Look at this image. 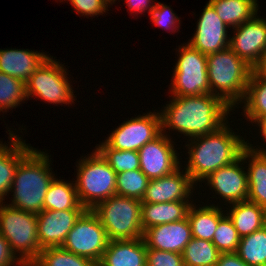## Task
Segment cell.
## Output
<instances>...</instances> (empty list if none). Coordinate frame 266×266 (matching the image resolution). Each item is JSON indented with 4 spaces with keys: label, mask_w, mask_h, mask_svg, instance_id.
I'll return each instance as SVG.
<instances>
[{
    "label": "cell",
    "mask_w": 266,
    "mask_h": 266,
    "mask_svg": "<svg viewBox=\"0 0 266 266\" xmlns=\"http://www.w3.org/2000/svg\"><path fill=\"white\" fill-rule=\"evenodd\" d=\"M170 102L159 112L161 133L177 131L188 138L218 131L234 111L222 98L209 94L169 96ZM227 116V117H226Z\"/></svg>",
    "instance_id": "obj_1"
},
{
    "label": "cell",
    "mask_w": 266,
    "mask_h": 266,
    "mask_svg": "<svg viewBox=\"0 0 266 266\" xmlns=\"http://www.w3.org/2000/svg\"><path fill=\"white\" fill-rule=\"evenodd\" d=\"M227 124L216 132L188 139L190 143L185 146L189 159L184 170L196 185L212 172L236 161L247 145L248 140L245 142Z\"/></svg>",
    "instance_id": "obj_2"
},
{
    "label": "cell",
    "mask_w": 266,
    "mask_h": 266,
    "mask_svg": "<svg viewBox=\"0 0 266 266\" xmlns=\"http://www.w3.org/2000/svg\"><path fill=\"white\" fill-rule=\"evenodd\" d=\"M50 163L48 153L34 148L18 164L9 191L13 199L8 205L34 214L42 212L47 189L55 178Z\"/></svg>",
    "instance_id": "obj_3"
},
{
    "label": "cell",
    "mask_w": 266,
    "mask_h": 266,
    "mask_svg": "<svg viewBox=\"0 0 266 266\" xmlns=\"http://www.w3.org/2000/svg\"><path fill=\"white\" fill-rule=\"evenodd\" d=\"M254 69L229 47L207 55L210 93L222 98L233 109L244 100ZM235 106V107H234Z\"/></svg>",
    "instance_id": "obj_4"
},
{
    "label": "cell",
    "mask_w": 266,
    "mask_h": 266,
    "mask_svg": "<svg viewBox=\"0 0 266 266\" xmlns=\"http://www.w3.org/2000/svg\"><path fill=\"white\" fill-rule=\"evenodd\" d=\"M4 203L0 202V234L8 241L16 257L19 256L25 266H30L41 251L37 214Z\"/></svg>",
    "instance_id": "obj_5"
},
{
    "label": "cell",
    "mask_w": 266,
    "mask_h": 266,
    "mask_svg": "<svg viewBox=\"0 0 266 266\" xmlns=\"http://www.w3.org/2000/svg\"><path fill=\"white\" fill-rule=\"evenodd\" d=\"M77 161L75 188L81 205L93 209L99 202L116 194L117 174L96 150Z\"/></svg>",
    "instance_id": "obj_6"
},
{
    "label": "cell",
    "mask_w": 266,
    "mask_h": 266,
    "mask_svg": "<svg viewBox=\"0 0 266 266\" xmlns=\"http://www.w3.org/2000/svg\"><path fill=\"white\" fill-rule=\"evenodd\" d=\"M141 203L138 199L115 194L92 209L109 241L143 238Z\"/></svg>",
    "instance_id": "obj_7"
},
{
    "label": "cell",
    "mask_w": 266,
    "mask_h": 266,
    "mask_svg": "<svg viewBox=\"0 0 266 266\" xmlns=\"http://www.w3.org/2000/svg\"><path fill=\"white\" fill-rule=\"evenodd\" d=\"M178 49V61L175 64L171 96H198L210 93L207 74V55L193 48L189 43Z\"/></svg>",
    "instance_id": "obj_8"
},
{
    "label": "cell",
    "mask_w": 266,
    "mask_h": 266,
    "mask_svg": "<svg viewBox=\"0 0 266 266\" xmlns=\"http://www.w3.org/2000/svg\"><path fill=\"white\" fill-rule=\"evenodd\" d=\"M66 71L64 64L54 60L50 55L25 83L27 100L34 96L56 106L74 104L76 96Z\"/></svg>",
    "instance_id": "obj_9"
},
{
    "label": "cell",
    "mask_w": 266,
    "mask_h": 266,
    "mask_svg": "<svg viewBox=\"0 0 266 266\" xmlns=\"http://www.w3.org/2000/svg\"><path fill=\"white\" fill-rule=\"evenodd\" d=\"M108 236L98 216L86 209L69 231L62 247L75 255L100 263L108 246Z\"/></svg>",
    "instance_id": "obj_10"
},
{
    "label": "cell",
    "mask_w": 266,
    "mask_h": 266,
    "mask_svg": "<svg viewBox=\"0 0 266 266\" xmlns=\"http://www.w3.org/2000/svg\"><path fill=\"white\" fill-rule=\"evenodd\" d=\"M161 134L159 112H149L124 121L104 141L115 150L138 151Z\"/></svg>",
    "instance_id": "obj_11"
},
{
    "label": "cell",
    "mask_w": 266,
    "mask_h": 266,
    "mask_svg": "<svg viewBox=\"0 0 266 266\" xmlns=\"http://www.w3.org/2000/svg\"><path fill=\"white\" fill-rule=\"evenodd\" d=\"M233 28L229 48L250 67L255 69L266 51V18L256 17Z\"/></svg>",
    "instance_id": "obj_12"
},
{
    "label": "cell",
    "mask_w": 266,
    "mask_h": 266,
    "mask_svg": "<svg viewBox=\"0 0 266 266\" xmlns=\"http://www.w3.org/2000/svg\"><path fill=\"white\" fill-rule=\"evenodd\" d=\"M173 145L170 135L161 133L138 150L140 170L149 180L166 176L181 166L179 153Z\"/></svg>",
    "instance_id": "obj_13"
},
{
    "label": "cell",
    "mask_w": 266,
    "mask_h": 266,
    "mask_svg": "<svg viewBox=\"0 0 266 266\" xmlns=\"http://www.w3.org/2000/svg\"><path fill=\"white\" fill-rule=\"evenodd\" d=\"M242 163V164H241ZM244 160L240 156L233 163L212 172L205 180L216 195H220L230 205L248 199V178L244 170Z\"/></svg>",
    "instance_id": "obj_14"
},
{
    "label": "cell",
    "mask_w": 266,
    "mask_h": 266,
    "mask_svg": "<svg viewBox=\"0 0 266 266\" xmlns=\"http://www.w3.org/2000/svg\"><path fill=\"white\" fill-rule=\"evenodd\" d=\"M197 23V28L189 43L202 54L208 55L229 47L230 37L227 26L216 14L213 6L208 2Z\"/></svg>",
    "instance_id": "obj_15"
},
{
    "label": "cell",
    "mask_w": 266,
    "mask_h": 266,
    "mask_svg": "<svg viewBox=\"0 0 266 266\" xmlns=\"http://www.w3.org/2000/svg\"><path fill=\"white\" fill-rule=\"evenodd\" d=\"M181 167L174 172L149 180L142 203H165L174 201H189L192 190H195V183L190 175Z\"/></svg>",
    "instance_id": "obj_16"
},
{
    "label": "cell",
    "mask_w": 266,
    "mask_h": 266,
    "mask_svg": "<svg viewBox=\"0 0 266 266\" xmlns=\"http://www.w3.org/2000/svg\"><path fill=\"white\" fill-rule=\"evenodd\" d=\"M84 211L85 210H43L38 213L37 228L40 249L62 246L69 231Z\"/></svg>",
    "instance_id": "obj_17"
},
{
    "label": "cell",
    "mask_w": 266,
    "mask_h": 266,
    "mask_svg": "<svg viewBox=\"0 0 266 266\" xmlns=\"http://www.w3.org/2000/svg\"><path fill=\"white\" fill-rule=\"evenodd\" d=\"M188 218L148 228L143 233L147 249H157L182 254L192 239Z\"/></svg>",
    "instance_id": "obj_18"
},
{
    "label": "cell",
    "mask_w": 266,
    "mask_h": 266,
    "mask_svg": "<svg viewBox=\"0 0 266 266\" xmlns=\"http://www.w3.org/2000/svg\"><path fill=\"white\" fill-rule=\"evenodd\" d=\"M252 145L248 142L241 152L244 163H249L246 166L248 167L247 200L266 209V149L255 148Z\"/></svg>",
    "instance_id": "obj_19"
},
{
    "label": "cell",
    "mask_w": 266,
    "mask_h": 266,
    "mask_svg": "<svg viewBox=\"0 0 266 266\" xmlns=\"http://www.w3.org/2000/svg\"><path fill=\"white\" fill-rule=\"evenodd\" d=\"M9 144L0 141V202L5 200L15 176L18 164L34 149L10 129Z\"/></svg>",
    "instance_id": "obj_20"
},
{
    "label": "cell",
    "mask_w": 266,
    "mask_h": 266,
    "mask_svg": "<svg viewBox=\"0 0 266 266\" xmlns=\"http://www.w3.org/2000/svg\"><path fill=\"white\" fill-rule=\"evenodd\" d=\"M48 57L44 52L29 49H0V71L26 83Z\"/></svg>",
    "instance_id": "obj_21"
},
{
    "label": "cell",
    "mask_w": 266,
    "mask_h": 266,
    "mask_svg": "<svg viewBox=\"0 0 266 266\" xmlns=\"http://www.w3.org/2000/svg\"><path fill=\"white\" fill-rule=\"evenodd\" d=\"M147 246L143 238L109 241L97 266H146Z\"/></svg>",
    "instance_id": "obj_22"
},
{
    "label": "cell",
    "mask_w": 266,
    "mask_h": 266,
    "mask_svg": "<svg viewBox=\"0 0 266 266\" xmlns=\"http://www.w3.org/2000/svg\"><path fill=\"white\" fill-rule=\"evenodd\" d=\"M193 201H174L165 203H141V222L143 232L151 227L173 223L187 218Z\"/></svg>",
    "instance_id": "obj_23"
},
{
    "label": "cell",
    "mask_w": 266,
    "mask_h": 266,
    "mask_svg": "<svg viewBox=\"0 0 266 266\" xmlns=\"http://www.w3.org/2000/svg\"><path fill=\"white\" fill-rule=\"evenodd\" d=\"M226 215L231 219L240 238L266 225V209L248 200L230 204Z\"/></svg>",
    "instance_id": "obj_24"
},
{
    "label": "cell",
    "mask_w": 266,
    "mask_h": 266,
    "mask_svg": "<svg viewBox=\"0 0 266 266\" xmlns=\"http://www.w3.org/2000/svg\"><path fill=\"white\" fill-rule=\"evenodd\" d=\"M258 0H209L218 17L232 29L258 14Z\"/></svg>",
    "instance_id": "obj_25"
},
{
    "label": "cell",
    "mask_w": 266,
    "mask_h": 266,
    "mask_svg": "<svg viewBox=\"0 0 266 266\" xmlns=\"http://www.w3.org/2000/svg\"><path fill=\"white\" fill-rule=\"evenodd\" d=\"M223 211L222 207L215 204L198 208L195 203L192 204L187 214L192 237L212 241L219 220L226 214Z\"/></svg>",
    "instance_id": "obj_26"
},
{
    "label": "cell",
    "mask_w": 266,
    "mask_h": 266,
    "mask_svg": "<svg viewBox=\"0 0 266 266\" xmlns=\"http://www.w3.org/2000/svg\"><path fill=\"white\" fill-rule=\"evenodd\" d=\"M74 181L54 178L47 189L43 210H86L80 203Z\"/></svg>",
    "instance_id": "obj_27"
},
{
    "label": "cell",
    "mask_w": 266,
    "mask_h": 266,
    "mask_svg": "<svg viewBox=\"0 0 266 266\" xmlns=\"http://www.w3.org/2000/svg\"><path fill=\"white\" fill-rule=\"evenodd\" d=\"M243 105V113L247 121L256 122L266 116V78L260 76L255 70L249 79Z\"/></svg>",
    "instance_id": "obj_28"
},
{
    "label": "cell",
    "mask_w": 266,
    "mask_h": 266,
    "mask_svg": "<svg viewBox=\"0 0 266 266\" xmlns=\"http://www.w3.org/2000/svg\"><path fill=\"white\" fill-rule=\"evenodd\" d=\"M236 254L249 266H266V225L240 238Z\"/></svg>",
    "instance_id": "obj_29"
},
{
    "label": "cell",
    "mask_w": 266,
    "mask_h": 266,
    "mask_svg": "<svg viewBox=\"0 0 266 266\" xmlns=\"http://www.w3.org/2000/svg\"><path fill=\"white\" fill-rule=\"evenodd\" d=\"M220 254L212 241L193 237L182 256L185 266H216Z\"/></svg>",
    "instance_id": "obj_30"
},
{
    "label": "cell",
    "mask_w": 266,
    "mask_h": 266,
    "mask_svg": "<svg viewBox=\"0 0 266 266\" xmlns=\"http://www.w3.org/2000/svg\"><path fill=\"white\" fill-rule=\"evenodd\" d=\"M30 266H97V264L59 246L42 249Z\"/></svg>",
    "instance_id": "obj_31"
},
{
    "label": "cell",
    "mask_w": 266,
    "mask_h": 266,
    "mask_svg": "<svg viewBox=\"0 0 266 266\" xmlns=\"http://www.w3.org/2000/svg\"><path fill=\"white\" fill-rule=\"evenodd\" d=\"M26 99L25 83L0 71V112L6 113L7 109L16 108Z\"/></svg>",
    "instance_id": "obj_32"
},
{
    "label": "cell",
    "mask_w": 266,
    "mask_h": 266,
    "mask_svg": "<svg viewBox=\"0 0 266 266\" xmlns=\"http://www.w3.org/2000/svg\"><path fill=\"white\" fill-rule=\"evenodd\" d=\"M95 148L116 172V174L140 169L138 151L115 150L110 148L105 142L100 143V145L95 146Z\"/></svg>",
    "instance_id": "obj_33"
},
{
    "label": "cell",
    "mask_w": 266,
    "mask_h": 266,
    "mask_svg": "<svg viewBox=\"0 0 266 266\" xmlns=\"http://www.w3.org/2000/svg\"><path fill=\"white\" fill-rule=\"evenodd\" d=\"M149 178L140 170L120 172L117 174L116 194L142 200Z\"/></svg>",
    "instance_id": "obj_34"
},
{
    "label": "cell",
    "mask_w": 266,
    "mask_h": 266,
    "mask_svg": "<svg viewBox=\"0 0 266 266\" xmlns=\"http://www.w3.org/2000/svg\"><path fill=\"white\" fill-rule=\"evenodd\" d=\"M212 243L220 253H236L240 237L226 214L219 220Z\"/></svg>",
    "instance_id": "obj_35"
},
{
    "label": "cell",
    "mask_w": 266,
    "mask_h": 266,
    "mask_svg": "<svg viewBox=\"0 0 266 266\" xmlns=\"http://www.w3.org/2000/svg\"><path fill=\"white\" fill-rule=\"evenodd\" d=\"M149 14L153 24H155L156 26L161 27L164 30L170 31L171 29L170 32L172 33L179 30L178 28L181 20L168 5L158 2L150 10Z\"/></svg>",
    "instance_id": "obj_36"
},
{
    "label": "cell",
    "mask_w": 266,
    "mask_h": 266,
    "mask_svg": "<svg viewBox=\"0 0 266 266\" xmlns=\"http://www.w3.org/2000/svg\"><path fill=\"white\" fill-rule=\"evenodd\" d=\"M146 266H185L182 254L147 249Z\"/></svg>",
    "instance_id": "obj_37"
},
{
    "label": "cell",
    "mask_w": 266,
    "mask_h": 266,
    "mask_svg": "<svg viewBox=\"0 0 266 266\" xmlns=\"http://www.w3.org/2000/svg\"><path fill=\"white\" fill-rule=\"evenodd\" d=\"M65 1V0H64ZM76 10L77 15H85L88 17H95L97 15L106 14L108 10L109 3L105 0H68ZM63 2V0H60Z\"/></svg>",
    "instance_id": "obj_38"
},
{
    "label": "cell",
    "mask_w": 266,
    "mask_h": 266,
    "mask_svg": "<svg viewBox=\"0 0 266 266\" xmlns=\"http://www.w3.org/2000/svg\"><path fill=\"white\" fill-rule=\"evenodd\" d=\"M25 266L12 252L8 241L0 234V266Z\"/></svg>",
    "instance_id": "obj_39"
},
{
    "label": "cell",
    "mask_w": 266,
    "mask_h": 266,
    "mask_svg": "<svg viewBox=\"0 0 266 266\" xmlns=\"http://www.w3.org/2000/svg\"><path fill=\"white\" fill-rule=\"evenodd\" d=\"M153 0H126L127 6L129 8L130 14L137 13H145L146 10H148V13L150 10L156 5L154 4Z\"/></svg>",
    "instance_id": "obj_40"
},
{
    "label": "cell",
    "mask_w": 266,
    "mask_h": 266,
    "mask_svg": "<svg viewBox=\"0 0 266 266\" xmlns=\"http://www.w3.org/2000/svg\"><path fill=\"white\" fill-rule=\"evenodd\" d=\"M216 266H249L236 253H221Z\"/></svg>",
    "instance_id": "obj_41"
},
{
    "label": "cell",
    "mask_w": 266,
    "mask_h": 266,
    "mask_svg": "<svg viewBox=\"0 0 266 266\" xmlns=\"http://www.w3.org/2000/svg\"><path fill=\"white\" fill-rule=\"evenodd\" d=\"M254 124H256L257 126H259L260 129V135L262 136V138L264 139L263 141H265L266 143V116L259 118Z\"/></svg>",
    "instance_id": "obj_42"
},
{
    "label": "cell",
    "mask_w": 266,
    "mask_h": 266,
    "mask_svg": "<svg viewBox=\"0 0 266 266\" xmlns=\"http://www.w3.org/2000/svg\"><path fill=\"white\" fill-rule=\"evenodd\" d=\"M260 76L266 78V51L260 64L254 69Z\"/></svg>",
    "instance_id": "obj_43"
},
{
    "label": "cell",
    "mask_w": 266,
    "mask_h": 266,
    "mask_svg": "<svg viewBox=\"0 0 266 266\" xmlns=\"http://www.w3.org/2000/svg\"><path fill=\"white\" fill-rule=\"evenodd\" d=\"M107 1L110 5L114 4L116 0H105Z\"/></svg>",
    "instance_id": "obj_44"
}]
</instances>
